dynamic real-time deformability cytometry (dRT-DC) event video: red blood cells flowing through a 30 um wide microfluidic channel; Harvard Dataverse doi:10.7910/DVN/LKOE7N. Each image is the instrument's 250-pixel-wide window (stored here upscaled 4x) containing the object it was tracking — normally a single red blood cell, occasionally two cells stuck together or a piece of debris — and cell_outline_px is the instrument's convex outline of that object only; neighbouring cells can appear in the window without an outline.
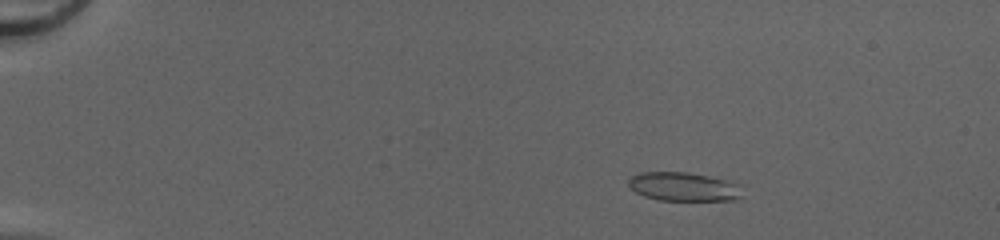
{"species": "common noctule bat (a hibernating species)", "species_latin": "Nyctalus noctula", "temperature_condition": "cold", "stored_images_in_passage": 52, "camera_frame_rate_fps": 3000, "um_per_image_px": 0.085, "animal": {"sex": "female", "body_mass_g": 20.0, "forearm_length_mm": 54.0}, "frame": {"image": 1, "passage_image": 10, "time_ms": 3.0, "image_size_px": [1000, 240], "cell_outline_px": [[740, 200], [660, 200], [644, 196], [636, 192], [628, 184], [628, 180], [632, 176], [640, 172], [688, 172], [708, 176], [740, 184]], "centroid_in_image_um": [58.1, 15.87], "position_along_channel_um": 26.9, "area_um2": 18.96}}
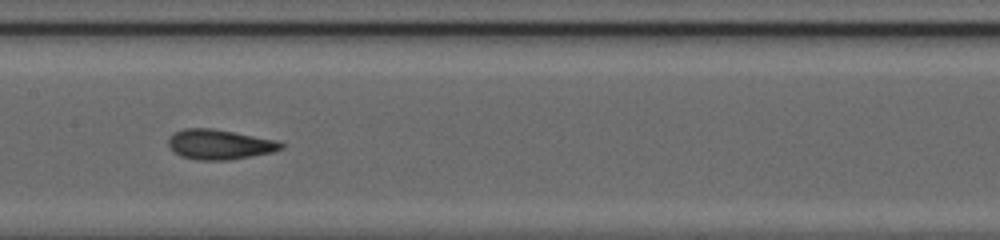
{"frame": {"image": 2, "passage_image": 29, "time_ms": 9.333, "image_size_px": [1000, 240], "cell_outline_px": [[284, 148], [272, 152], [252, 156], [228, 160], [196, 160], [180, 156], [168, 144], [168, 140], [176, 132], [184, 128], [212, 128], [276, 140], [284, 144]], "centroid_in_image_um": [18.68, 12.28], "position_along_channel_um": 188.7, "area_um2": 19.48}}
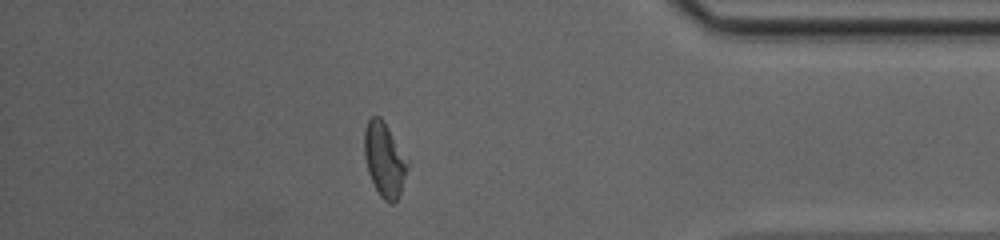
{"frame": {"image": 3, "passage_image": 46, "time_ms": 15.0, "image_size_px": [1000, 240], "cell_outline_px": [[408, 168], [400, 192], [396, 200], [392, 204], [388, 204], [380, 196], [368, 172], [364, 156], [364, 128], [368, 120], [372, 116], [380, 116], [384, 120], [408, 160]], "centroid_in_image_um": [32.66, 13.54], "position_along_channel_um": 402.5, "area_um2": 18.67}, "authors_computed_cell_mechanics": {"area_um2": 19.363, "velocity_mm_per_s": 4.2214, "shape_relaxation_time_tau1_ms": 8.6493, "shape_relaxation_time_tau2_ms": 1.1632, "deformation_change_tau1": 0.217, "deformation_change_tau2": 0.0725}}